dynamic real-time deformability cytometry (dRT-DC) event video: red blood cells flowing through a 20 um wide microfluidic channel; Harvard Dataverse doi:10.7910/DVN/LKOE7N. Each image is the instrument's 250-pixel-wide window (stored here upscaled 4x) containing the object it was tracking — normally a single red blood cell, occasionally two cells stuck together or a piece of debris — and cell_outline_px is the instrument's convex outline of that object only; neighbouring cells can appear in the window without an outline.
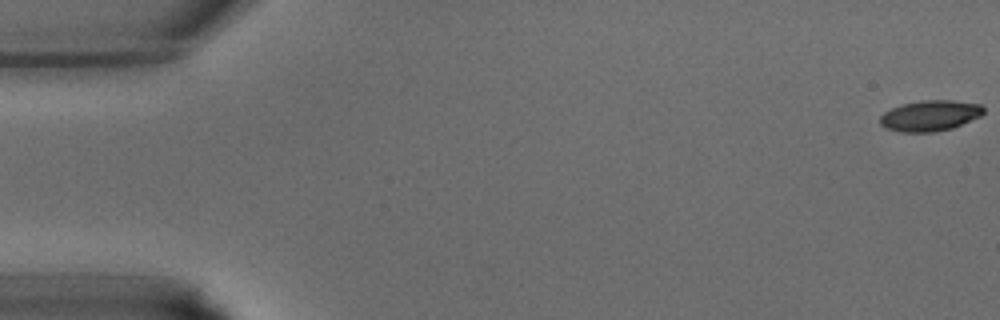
{"species": "common noctule bat (a hibernating species)", "species_latin": "Nyctalus noctula", "temperature_condition": "warm", "stored_images_in_passage": 40, "camera_frame_rate_fps": 3000, "um_per_image_px": 0.085, "animal": {"sex": "male", "body_mass_g": 15.6}, "frame": {"image": 1, "passage_image": 1, "time_ms": 0.0, "image_size_px": [1000, 320], "cell_outline_px": [[984, 112], [980, 116], [952, 128], [932, 132], [900, 132], [884, 128], [880, 124], [880, 116], [884, 112], [900, 104], [920, 100], [952, 100], [980, 104], [984, 108]], "centroid_in_image_um": [79.02, 9.82], "position_along_channel_um": 6.0, "area_um2": 18.61}}
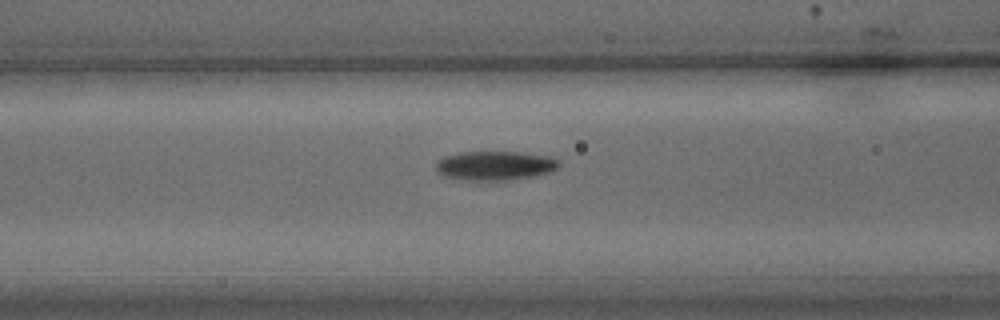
{"frame": {"image": 2, "passage_image": 17, "time_ms": 5.333, "image_size_px": [1000, 320], "cell_outline_px": [[560, 164], [556, 168], [548, 172], [532, 176], [504, 180], [468, 180], [444, 176], [436, 172], [436, 160], [444, 156], [460, 152], [520, 152], [548, 156], [556, 160]], "centroid_in_image_um": [42.0, 14.07], "position_along_channel_um": 124.6, "area_um2": 20.69}}
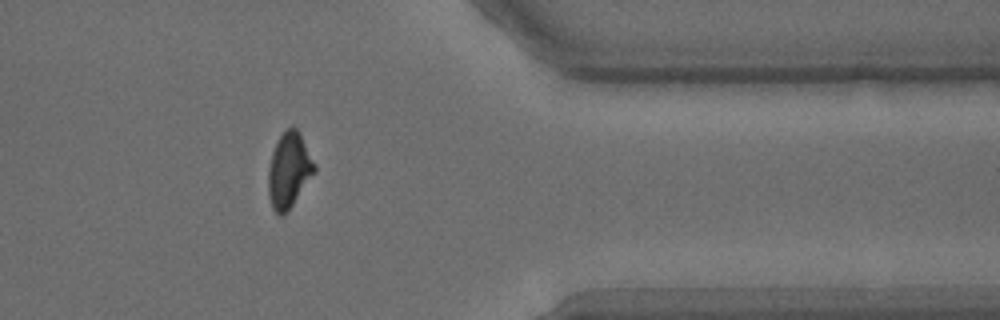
{"frame": {"image": 3, "passage_image": 34, "time_ms": 11.0, "image_size_px": [1000, 320], "cell_outline_px": [[316, 172], [288, 212], [284, 216], [280, 216], [272, 208], [268, 196], [268, 168], [272, 152], [280, 136], [292, 124], [300, 132], [316, 164]], "centroid_in_image_um": [24.58, 14.5], "position_along_channel_um": 386.8, "area_um2": 20.63}}